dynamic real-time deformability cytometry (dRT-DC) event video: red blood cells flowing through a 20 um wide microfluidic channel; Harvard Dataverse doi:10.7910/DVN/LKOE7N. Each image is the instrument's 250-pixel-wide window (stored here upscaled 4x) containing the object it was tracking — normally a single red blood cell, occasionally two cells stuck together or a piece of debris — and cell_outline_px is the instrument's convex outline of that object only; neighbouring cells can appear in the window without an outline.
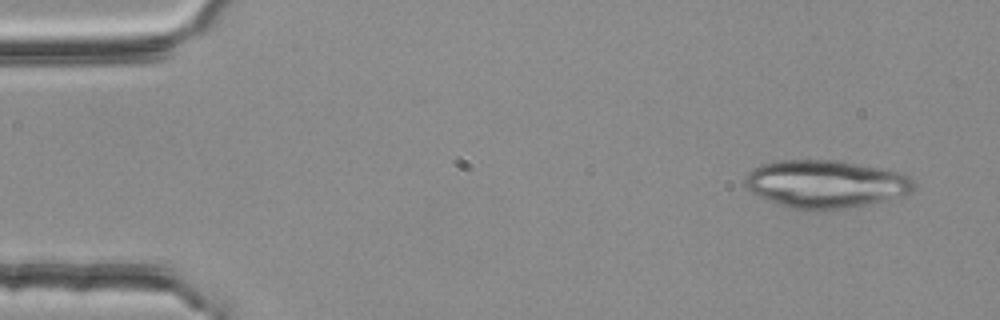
{"species": "common noctule bat (a hibernating species)", "species_latin": "Nyctalus noctula", "temperature_condition": "room temperature", "stored_images_in_passage": 4, "camera_frame_rate_fps": 3000, "um_per_image_px": 0.085, "animal": {"sex": "female", "body_mass_g": 25.1}, "frame": {"image": 1, "passage_image": 1, "time_ms": 0.0, "image_size_px": [1000, 320], "cell_outline_px": [[916, 184], [912, 192], [904, 196], [892, 200], [852, 208], [824, 212], [816, 212], [792, 208], [768, 200], [752, 192], [744, 184], [744, 180], [748, 172], [760, 164], [776, 160], [844, 160], [900, 172], [908, 176]], "centroid_in_image_um": [70.24, 15.66], "position_along_channel_um": 14.8, "area_um2": 48.21}}